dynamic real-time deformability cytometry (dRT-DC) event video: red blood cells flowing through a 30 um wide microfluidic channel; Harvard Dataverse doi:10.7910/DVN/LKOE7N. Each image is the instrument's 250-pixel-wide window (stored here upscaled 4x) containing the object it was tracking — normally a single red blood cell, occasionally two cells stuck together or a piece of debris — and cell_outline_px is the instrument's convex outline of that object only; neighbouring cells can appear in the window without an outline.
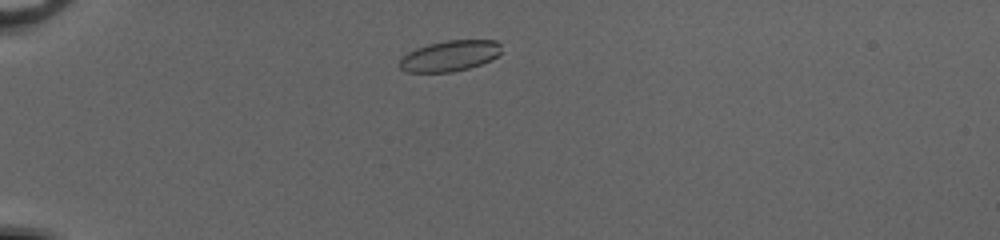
{"species": "common noctule bat (a hibernating species)", "species_latin": "Nyctalus noctula", "temperature_condition": "cold", "stored_images_in_passage": 41, "camera_frame_rate_fps": 3000, "um_per_image_px": 0.085, "animal": {"sex": "female", "body_mass_g": 20.0, "forearm_length_mm": 54.0}, "frame": {"image": 1, "passage_image": 4, "time_ms": 1.0, "image_size_px": [1000, 240], "cell_outline_px": [[500, 52], [492, 60], [468, 68], [452, 72], [404, 72], [400, 68], [400, 56], [416, 48], [428, 44], [448, 40], [496, 40], [500, 44]], "centroid_in_image_um": [38.2, 4.75], "position_along_channel_um": 46.8, "area_um2": 18.26}}
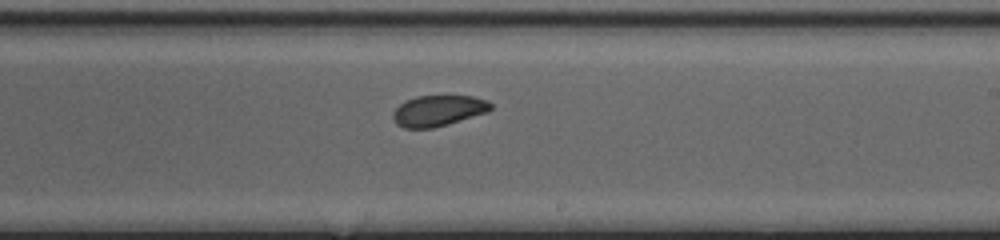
{"frame": {"image": 2, "passage_image": 22, "time_ms": 7.0, "image_size_px": [1000, 240], "cell_outline_px": [[492, 108], [488, 112], [448, 124], [432, 128], [404, 128], [396, 124], [392, 116], [392, 112], [404, 100], [416, 96], [472, 96], [488, 100], [492, 104]], "centroid_in_image_um": [37.24, 9.4], "position_along_channel_um": 251.8, "area_um2": 17.69}}
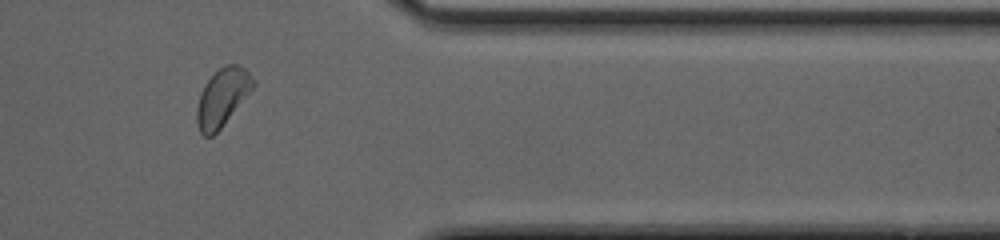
{"frame": {"image": 3, "passage_image": 33, "time_ms": 10.667, "image_size_px": [1000, 240], "cell_outline_px": [[256, 84], [220, 128], [212, 136], [204, 136], [200, 132], [196, 120], [196, 108], [200, 92], [204, 84], [220, 68], [228, 64], [236, 64], [244, 68], [256, 80]], "centroid_in_image_um": [18.88, 8.26], "position_along_channel_um": 392.5, "area_um2": 18.61}, "authors_computed_cell_mechanics": {"area_um2": 18.5538, "velocity_mm_per_s": 4.1025, "shape_relaxation_time_tau1_ms": 2.565, "shape_relaxation_time_tau2_ms": 3.8299, "deformation_change_tau1": 0.067, "deformation_change_tau2": 0.0997}}